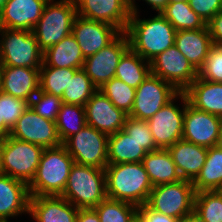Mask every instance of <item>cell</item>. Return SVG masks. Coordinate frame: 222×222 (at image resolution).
I'll return each instance as SVG.
<instances>
[{
  "instance_id": "obj_1",
  "label": "cell",
  "mask_w": 222,
  "mask_h": 222,
  "mask_svg": "<svg viewBox=\"0 0 222 222\" xmlns=\"http://www.w3.org/2000/svg\"><path fill=\"white\" fill-rule=\"evenodd\" d=\"M137 12L131 13L125 33L130 48L146 62L175 44V28L160 13L152 19L140 20Z\"/></svg>"
},
{
  "instance_id": "obj_2",
  "label": "cell",
  "mask_w": 222,
  "mask_h": 222,
  "mask_svg": "<svg viewBox=\"0 0 222 222\" xmlns=\"http://www.w3.org/2000/svg\"><path fill=\"white\" fill-rule=\"evenodd\" d=\"M104 171L108 198L137 207L146 204L153 185L142 162L107 165Z\"/></svg>"
},
{
  "instance_id": "obj_3",
  "label": "cell",
  "mask_w": 222,
  "mask_h": 222,
  "mask_svg": "<svg viewBox=\"0 0 222 222\" xmlns=\"http://www.w3.org/2000/svg\"><path fill=\"white\" fill-rule=\"evenodd\" d=\"M74 159L63 145L44 148L36 174L28 185L30 197L61 196Z\"/></svg>"
},
{
  "instance_id": "obj_4",
  "label": "cell",
  "mask_w": 222,
  "mask_h": 222,
  "mask_svg": "<svg viewBox=\"0 0 222 222\" xmlns=\"http://www.w3.org/2000/svg\"><path fill=\"white\" fill-rule=\"evenodd\" d=\"M61 197L78 209L95 208L107 198L104 169L74 163Z\"/></svg>"
},
{
  "instance_id": "obj_5",
  "label": "cell",
  "mask_w": 222,
  "mask_h": 222,
  "mask_svg": "<svg viewBox=\"0 0 222 222\" xmlns=\"http://www.w3.org/2000/svg\"><path fill=\"white\" fill-rule=\"evenodd\" d=\"M44 148L8 136L0 150V173L27 185L33 180Z\"/></svg>"
},
{
  "instance_id": "obj_6",
  "label": "cell",
  "mask_w": 222,
  "mask_h": 222,
  "mask_svg": "<svg viewBox=\"0 0 222 222\" xmlns=\"http://www.w3.org/2000/svg\"><path fill=\"white\" fill-rule=\"evenodd\" d=\"M50 1L53 2L48 0L32 30L42 52L72 33L73 22L77 16V10L70 0H60L53 4H50Z\"/></svg>"
},
{
  "instance_id": "obj_7",
  "label": "cell",
  "mask_w": 222,
  "mask_h": 222,
  "mask_svg": "<svg viewBox=\"0 0 222 222\" xmlns=\"http://www.w3.org/2000/svg\"><path fill=\"white\" fill-rule=\"evenodd\" d=\"M0 63L2 66L40 69L43 52L32 31L0 28Z\"/></svg>"
},
{
  "instance_id": "obj_8",
  "label": "cell",
  "mask_w": 222,
  "mask_h": 222,
  "mask_svg": "<svg viewBox=\"0 0 222 222\" xmlns=\"http://www.w3.org/2000/svg\"><path fill=\"white\" fill-rule=\"evenodd\" d=\"M195 195L192 182L182 179L154 186L146 205L158 213L181 219L194 212Z\"/></svg>"
},
{
  "instance_id": "obj_9",
  "label": "cell",
  "mask_w": 222,
  "mask_h": 222,
  "mask_svg": "<svg viewBox=\"0 0 222 222\" xmlns=\"http://www.w3.org/2000/svg\"><path fill=\"white\" fill-rule=\"evenodd\" d=\"M108 137L86 125L62 145L74 159V163L105 169L108 165Z\"/></svg>"
},
{
  "instance_id": "obj_10",
  "label": "cell",
  "mask_w": 222,
  "mask_h": 222,
  "mask_svg": "<svg viewBox=\"0 0 222 222\" xmlns=\"http://www.w3.org/2000/svg\"><path fill=\"white\" fill-rule=\"evenodd\" d=\"M179 91L170 83L150 74L137 88L133 108L128 116L148 120Z\"/></svg>"
},
{
  "instance_id": "obj_11",
  "label": "cell",
  "mask_w": 222,
  "mask_h": 222,
  "mask_svg": "<svg viewBox=\"0 0 222 222\" xmlns=\"http://www.w3.org/2000/svg\"><path fill=\"white\" fill-rule=\"evenodd\" d=\"M151 74L172 84L184 92L198 77V70L173 45L160 53L151 62Z\"/></svg>"
},
{
  "instance_id": "obj_12",
  "label": "cell",
  "mask_w": 222,
  "mask_h": 222,
  "mask_svg": "<svg viewBox=\"0 0 222 222\" xmlns=\"http://www.w3.org/2000/svg\"><path fill=\"white\" fill-rule=\"evenodd\" d=\"M178 96L184 103L182 111L173 103ZM185 101H187L185 93L179 92L171 101L147 120L154 142L159 149H167L182 139Z\"/></svg>"
},
{
  "instance_id": "obj_13",
  "label": "cell",
  "mask_w": 222,
  "mask_h": 222,
  "mask_svg": "<svg viewBox=\"0 0 222 222\" xmlns=\"http://www.w3.org/2000/svg\"><path fill=\"white\" fill-rule=\"evenodd\" d=\"M129 48V38L125 32H122L108 46L87 57L82 69L91 78L92 83L100 88L115 77L119 60Z\"/></svg>"
},
{
  "instance_id": "obj_14",
  "label": "cell",
  "mask_w": 222,
  "mask_h": 222,
  "mask_svg": "<svg viewBox=\"0 0 222 222\" xmlns=\"http://www.w3.org/2000/svg\"><path fill=\"white\" fill-rule=\"evenodd\" d=\"M9 136L40 145L43 148H54L62 145L56 123L39 116L30 106L12 127Z\"/></svg>"
},
{
  "instance_id": "obj_15",
  "label": "cell",
  "mask_w": 222,
  "mask_h": 222,
  "mask_svg": "<svg viewBox=\"0 0 222 222\" xmlns=\"http://www.w3.org/2000/svg\"><path fill=\"white\" fill-rule=\"evenodd\" d=\"M77 15L107 23L125 32L131 16L130 0H70Z\"/></svg>"
},
{
  "instance_id": "obj_16",
  "label": "cell",
  "mask_w": 222,
  "mask_h": 222,
  "mask_svg": "<svg viewBox=\"0 0 222 222\" xmlns=\"http://www.w3.org/2000/svg\"><path fill=\"white\" fill-rule=\"evenodd\" d=\"M222 118L201 111L185 101L182 139L206 148L217 146Z\"/></svg>"
},
{
  "instance_id": "obj_17",
  "label": "cell",
  "mask_w": 222,
  "mask_h": 222,
  "mask_svg": "<svg viewBox=\"0 0 222 222\" xmlns=\"http://www.w3.org/2000/svg\"><path fill=\"white\" fill-rule=\"evenodd\" d=\"M122 32L113 25L76 16L72 34L83 53L84 59L96 54L112 43Z\"/></svg>"
},
{
  "instance_id": "obj_18",
  "label": "cell",
  "mask_w": 222,
  "mask_h": 222,
  "mask_svg": "<svg viewBox=\"0 0 222 222\" xmlns=\"http://www.w3.org/2000/svg\"><path fill=\"white\" fill-rule=\"evenodd\" d=\"M87 125L107 136L124 128L128 114L116 108L113 103L97 90L85 104Z\"/></svg>"
},
{
  "instance_id": "obj_19",
  "label": "cell",
  "mask_w": 222,
  "mask_h": 222,
  "mask_svg": "<svg viewBox=\"0 0 222 222\" xmlns=\"http://www.w3.org/2000/svg\"><path fill=\"white\" fill-rule=\"evenodd\" d=\"M48 0H7L0 12V28L32 31Z\"/></svg>"
},
{
  "instance_id": "obj_20",
  "label": "cell",
  "mask_w": 222,
  "mask_h": 222,
  "mask_svg": "<svg viewBox=\"0 0 222 222\" xmlns=\"http://www.w3.org/2000/svg\"><path fill=\"white\" fill-rule=\"evenodd\" d=\"M40 69L28 67H1V90L30 103L39 91Z\"/></svg>"
},
{
  "instance_id": "obj_21",
  "label": "cell",
  "mask_w": 222,
  "mask_h": 222,
  "mask_svg": "<svg viewBox=\"0 0 222 222\" xmlns=\"http://www.w3.org/2000/svg\"><path fill=\"white\" fill-rule=\"evenodd\" d=\"M79 209L61 196H34L29 213L37 222H76Z\"/></svg>"
},
{
  "instance_id": "obj_22",
  "label": "cell",
  "mask_w": 222,
  "mask_h": 222,
  "mask_svg": "<svg viewBox=\"0 0 222 222\" xmlns=\"http://www.w3.org/2000/svg\"><path fill=\"white\" fill-rule=\"evenodd\" d=\"M167 150L180 177L193 182L206 162L208 148L181 139Z\"/></svg>"
},
{
  "instance_id": "obj_23",
  "label": "cell",
  "mask_w": 222,
  "mask_h": 222,
  "mask_svg": "<svg viewBox=\"0 0 222 222\" xmlns=\"http://www.w3.org/2000/svg\"><path fill=\"white\" fill-rule=\"evenodd\" d=\"M30 194L28 185L6 174L0 173V221L8 217L29 213Z\"/></svg>"
},
{
  "instance_id": "obj_24",
  "label": "cell",
  "mask_w": 222,
  "mask_h": 222,
  "mask_svg": "<svg viewBox=\"0 0 222 222\" xmlns=\"http://www.w3.org/2000/svg\"><path fill=\"white\" fill-rule=\"evenodd\" d=\"M174 45L199 70L204 65L213 43L206 26L203 29L176 31Z\"/></svg>"
},
{
  "instance_id": "obj_25",
  "label": "cell",
  "mask_w": 222,
  "mask_h": 222,
  "mask_svg": "<svg viewBox=\"0 0 222 222\" xmlns=\"http://www.w3.org/2000/svg\"><path fill=\"white\" fill-rule=\"evenodd\" d=\"M184 93L191 106L222 118V83L197 77Z\"/></svg>"
},
{
  "instance_id": "obj_26",
  "label": "cell",
  "mask_w": 222,
  "mask_h": 222,
  "mask_svg": "<svg viewBox=\"0 0 222 222\" xmlns=\"http://www.w3.org/2000/svg\"><path fill=\"white\" fill-rule=\"evenodd\" d=\"M83 53L74 35L70 33L60 42L43 52L41 66L57 68L82 69L84 65Z\"/></svg>"
},
{
  "instance_id": "obj_27",
  "label": "cell",
  "mask_w": 222,
  "mask_h": 222,
  "mask_svg": "<svg viewBox=\"0 0 222 222\" xmlns=\"http://www.w3.org/2000/svg\"><path fill=\"white\" fill-rule=\"evenodd\" d=\"M142 164L153 187L182 180L167 149H157L146 153Z\"/></svg>"
},
{
  "instance_id": "obj_28",
  "label": "cell",
  "mask_w": 222,
  "mask_h": 222,
  "mask_svg": "<svg viewBox=\"0 0 222 222\" xmlns=\"http://www.w3.org/2000/svg\"><path fill=\"white\" fill-rule=\"evenodd\" d=\"M146 153L123 129L108 137V165L142 162Z\"/></svg>"
},
{
  "instance_id": "obj_29",
  "label": "cell",
  "mask_w": 222,
  "mask_h": 222,
  "mask_svg": "<svg viewBox=\"0 0 222 222\" xmlns=\"http://www.w3.org/2000/svg\"><path fill=\"white\" fill-rule=\"evenodd\" d=\"M145 61L129 48L119 60L115 77L136 89L151 74V64Z\"/></svg>"
},
{
  "instance_id": "obj_30",
  "label": "cell",
  "mask_w": 222,
  "mask_h": 222,
  "mask_svg": "<svg viewBox=\"0 0 222 222\" xmlns=\"http://www.w3.org/2000/svg\"><path fill=\"white\" fill-rule=\"evenodd\" d=\"M192 184L196 192L215 191L221 187L222 150L217 146L208 148L206 162Z\"/></svg>"
},
{
  "instance_id": "obj_31",
  "label": "cell",
  "mask_w": 222,
  "mask_h": 222,
  "mask_svg": "<svg viewBox=\"0 0 222 222\" xmlns=\"http://www.w3.org/2000/svg\"><path fill=\"white\" fill-rule=\"evenodd\" d=\"M160 14L170 22L176 31L206 27L204 20L191 9L188 1L168 3Z\"/></svg>"
},
{
  "instance_id": "obj_32",
  "label": "cell",
  "mask_w": 222,
  "mask_h": 222,
  "mask_svg": "<svg viewBox=\"0 0 222 222\" xmlns=\"http://www.w3.org/2000/svg\"><path fill=\"white\" fill-rule=\"evenodd\" d=\"M55 123L58 136L63 143L87 125L85 107L62 103Z\"/></svg>"
},
{
  "instance_id": "obj_33",
  "label": "cell",
  "mask_w": 222,
  "mask_h": 222,
  "mask_svg": "<svg viewBox=\"0 0 222 222\" xmlns=\"http://www.w3.org/2000/svg\"><path fill=\"white\" fill-rule=\"evenodd\" d=\"M98 90L83 69L77 70L69 79L62 95V103L85 106L86 102Z\"/></svg>"
},
{
  "instance_id": "obj_34",
  "label": "cell",
  "mask_w": 222,
  "mask_h": 222,
  "mask_svg": "<svg viewBox=\"0 0 222 222\" xmlns=\"http://www.w3.org/2000/svg\"><path fill=\"white\" fill-rule=\"evenodd\" d=\"M94 209L100 222H133L138 216L137 206L108 197Z\"/></svg>"
},
{
  "instance_id": "obj_35",
  "label": "cell",
  "mask_w": 222,
  "mask_h": 222,
  "mask_svg": "<svg viewBox=\"0 0 222 222\" xmlns=\"http://www.w3.org/2000/svg\"><path fill=\"white\" fill-rule=\"evenodd\" d=\"M77 70L73 68L41 66L39 90L62 98L63 92L68 86L69 79L73 77Z\"/></svg>"
},
{
  "instance_id": "obj_36",
  "label": "cell",
  "mask_w": 222,
  "mask_h": 222,
  "mask_svg": "<svg viewBox=\"0 0 222 222\" xmlns=\"http://www.w3.org/2000/svg\"><path fill=\"white\" fill-rule=\"evenodd\" d=\"M98 90H100L116 108L124 111L128 115L130 114L136 96L135 88L114 77L104 83Z\"/></svg>"
},
{
  "instance_id": "obj_37",
  "label": "cell",
  "mask_w": 222,
  "mask_h": 222,
  "mask_svg": "<svg viewBox=\"0 0 222 222\" xmlns=\"http://www.w3.org/2000/svg\"><path fill=\"white\" fill-rule=\"evenodd\" d=\"M194 211L203 222H222V195L217 190L196 192Z\"/></svg>"
},
{
  "instance_id": "obj_38",
  "label": "cell",
  "mask_w": 222,
  "mask_h": 222,
  "mask_svg": "<svg viewBox=\"0 0 222 222\" xmlns=\"http://www.w3.org/2000/svg\"><path fill=\"white\" fill-rule=\"evenodd\" d=\"M29 105L30 103L24 99L0 91V123H5L12 129Z\"/></svg>"
},
{
  "instance_id": "obj_39",
  "label": "cell",
  "mask_w": 222,
  "mask_h": 222,
  "mask_svg": "<svg viewBox=\"0 0 222 222\" xmlns=\"http://www.w3.org/2000/svg\"><path fill=\"white\" fill-rule=\"evenodd\" d=\"M123 130L132 137L147 153L159 149L153 139L147 120L128 116Z\"/></svg>"
},
{
  "instance_id": "obj_40",
  "label": "cell",
  "mask_w": 222,
  "mask_h": 222,
  "mask_svg": "<svg viewBox=\"0 0 222 222\" xmlns=\"http://www.w3.org/2000/svg\"><path fill=\"white\" fill-rule=\"evenodd\" d=\"M61 104H62L61 98L51 94L44 93L39 90L30 101L29 106L39 116L51 120L53 122H56Z\"/></svg>"
},
{
  "instance_id": "obj_41",
  "label": "cell",
  "mask_w": 222,
  "mask_h": 222,
  "mask_svg": "<svg viewBox=\"0 0 222 222\" xmlns=\"http://www.w3.org/2000/svg\"><path fill=\"white\" fill-rule=\"evenodd\" d=\"M198 77L207 81L222 83V46L213 45L198 70Z\"/></svg>"
},
{
  "instance_id": "obj_42",
  "label": "cell",
  "mask_w": 222,
  "mask_h": 222,
  "mask_svg": "<svg viewBox=\"0 0 222 222\" xmlns=\"http://www.w3.org/2000/svg\"><path fill=\"white\" fill-rule=\"evenodd\" d=\"M191 9L207 23L221 11L222 0H189Z\"/></svg>"
},
{
  "instance_id": "obj_43",
  "label": "cell",
  "mask_w": 222,
  "mask_h": 222,
  "mask_svg": "<svg viewBox=\"0 0 222 222\" xmlns=\"http://www.w3.org/2000/svg\"><path fill=\"white\" fill-rule=\"evenodd\" d=\"M138 217L143 222H179V219L158 213L146 204L138 207Z\"/></svg>"
},
{
  "instance_id": "obj_44",
  "label": "cell",
  "mask_w": 222,
  "mask_h": 222,
  "mask_svg": "<svg viewBox=\"0 0 222 222\" xmlns=\"http://www.w3.org/2000/svg\"><path fill=\"white\" fill-rule=\"evenodd\" d=\"M213 45L222 46V10L216 13L207 23Z\"/></svg>"
},
{
  "instance_id": "obj_45",
  "label": "cell",
  "mask_w": 222,
  "mask_h": 222,
  "mask_svg": "<svg viewBox=\"0 0 222 222\" xmlns=\"http://www.w3.org/2000/svg\"><path fill=\"white\" fill-rule=\"evenodd\" d=\"M76 222H100L98 214L94 208L79 209Z\"/></svg>"
},
{
  "instance_id": "obj_46",
  "label": "cell",
  "mask_w": 222,
  "mask_h": 222,
  "mask_svg": "<svg viewBox=\"0 0 222 222\" xmlns=\"http://www.w3.org/2000/svg\"><path fill=\"white\" fill-rule=\"evenodd\" d=\"M147 3H149L158 13H160L166 5L169 3V0H145Z\"/></svg>"
},
{
  "instance_id": "obj_47",
  "label": "cell",
  "mask_w": 222,
  "mask_h": 222,
  "mask_svg": "<svg viewBox=\"0 0 222 222\" xmlns=\"http://www.w3.org/2000/svg\"><path fill=\"white\" fill-rule=\"evenodd\" d=\"M179 222H203L200 217L194 212L185 215L181 219H179Z\"/></svg>"
},
{
  "instance_id": "obj_48",
  "label": "cell",
  "mask_w": 222,
  "mask_h": 222,
  "mask_svg": "<svg viewBox=\"0 0 222 222\" xmlns=\"http://www.w3.org/2000/svg\"><path fill=\"white\" fill-rule=\"evenodd\" d=\"M10 130L5 123H0V141H4L9 136Z\"/></svg>"
},
{
  "instance_id": "obj_49",
  "label": "cell",
  "mask_w": 222,
  "mask_h": 222,
  "mask_svg": "<svg viewBox=\"0 0 222 222\" xmlns=\"http://www.w3.org/2000/svg\"><path fill=\"white\" fill-rule=\"evenodd\" d=\"M217 147L222 150V122H221V126H220V132H219Z\"/></svg>"
},
{
  "instance_id": "obj_50",
  "label": "cell",
  "mask_w": 222,
  "mask_h": 222,
  "mask_svg": "<svg viewBox=\"0 0 222 222\" xmlns=\"http://www.w3.org/2000/svg\"><path fill=\"white\" fill-rule=\"evenodd\" d=\"M135 0H130V8H131V13H138L136 5L134 4Z\"/></svg>"
},
{
  "instance_id": "obj_51",
  "label": "cell",
  "mask_w": 222,
  "mask_h": 222,
  "mask_svg": "<svg viewBox=\"0 0 222 222\" xmlns=\"http://www.w3.org/2000/svg\"><path fill=\"white\" fill-rule=\"evenodd\" d=\"M7 0H0V12L2 11Z\"/></svg>"
},
{
  "instance_id": "obj_52",
  "label": "cell",
  "mask_w": 222,
  "mask_h": 222,
  "mask_svg": "<svg viewBox=\"0 0 222 222\" xmlns=\"http://www.w3.org/2000/svg\"><path fill=\"white\" fill-rule=\"evenodd\" d=\"M189 0H169V3H176V2H185Z\"/></svg>"
},
{
  "instance_id": "obj_53",
  "label": "cell",
  "mask_w": 222,
  "mask_h": 222,
  "mask_svg": "<svg viewBox=\"0 0 222 222\" xmlns=\"http://www.w3.org/2000/svg\"><path fill=\"white\" fill-rule=\"evenodd\" d=\"M133 222H143V221L137 216Z\"/></svg>"
},
{
  "instance_id": "obj_54",
  "label": "cell",
  "mask_w": 222,
  "mask_h": 222,
  "mask_svg": "<svg viewBox=\"0 0 222 222\" xmlns=\"http://www.w3.org/2000/svg\"><path fill=\"white\" fill-rule=\"evenodd\" d=\"M1 67H2V65L0 63V90H1Z\"/></svg>"
},
{
  "instance_id": "obj_55",
  "label": "cell",
  "mask_w": 222,
  "mask_h": 222,
  "mask_svg": "<svg viewBox=\"0 0 222 222\" xmlns=\"http://www.w3.org/2000/svg\"><path fill=\"white\" fill-rule=\"evenodd\" d=\"M217 191L222 195V185Z\"/></svg>"
}]
</instances>
